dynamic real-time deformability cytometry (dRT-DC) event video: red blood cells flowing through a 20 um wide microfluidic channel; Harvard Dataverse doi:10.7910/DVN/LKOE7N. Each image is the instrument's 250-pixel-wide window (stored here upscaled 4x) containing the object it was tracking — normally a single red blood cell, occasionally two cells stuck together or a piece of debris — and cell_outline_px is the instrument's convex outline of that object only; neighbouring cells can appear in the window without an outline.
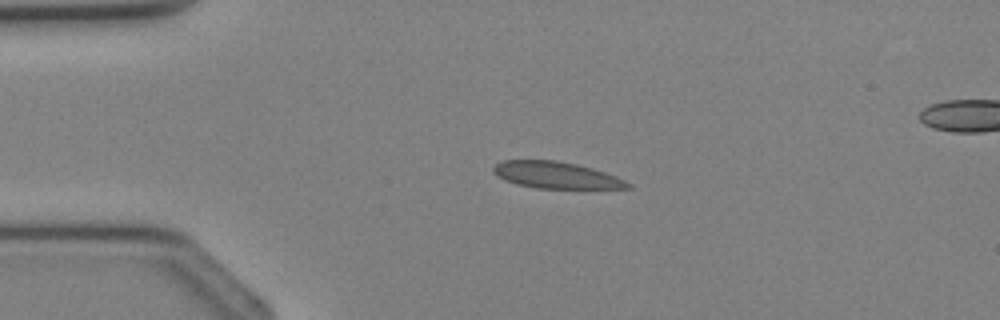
{"species": "Egyptian fruit bat (a non-hibernating species)", "species_latin": "Rousettus aegyptiacus", "temperature_condition": "cold", "stored_images_in_passage": 30, "segment_of_instrument_passage": [1, 2], "camera_frame_rate_fps": 3000, "um_per_image_px": 0.085, "animal": {"sex": "female"}, "frame": {"image": 1, "passage_image": 1, "time_ms": 0.0, "image_size_px": [1000, 320], "cell_outline_px": [[632, 188], [536, 188], [516, 184], [504, 180], [496, 176], [492, 172], [492, 168], [496, 164], [504, 160], [556, 160], [576, 164], [592, 168], [616, 176], [632, 184]], "centroid_in_image_um": [47.24, 14.88], "position_along_channel_um": 37.8, "area_um2": 20.87}}
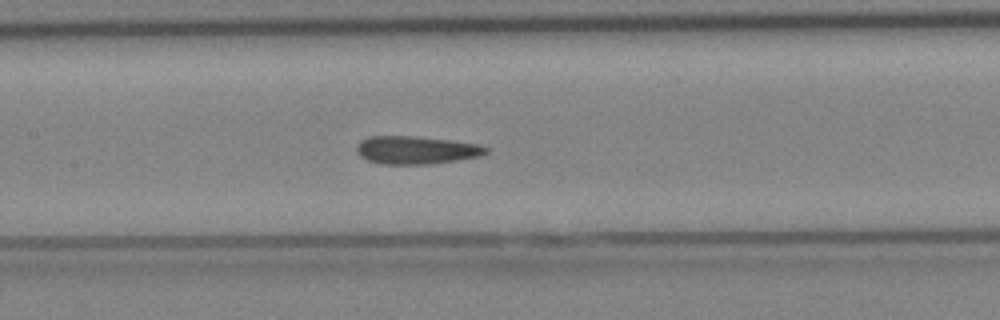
{"frame": {"image": 2, "passage_image": 10, "time_ms": 3.0, "image_size_px": [1000, 320], "cell_outline_px": [[488, 152], [480, 156], [456, 160], [428, 164], [380, 164], [368, 160], [360, 156], [356, 152], [356, 144], [360, 140], [368, 136], [416, 136], [480, 144], [488, 148]], "centroid_in_image_um": [35.33, 12.75], "position_along_channel_um": 172.1, "area_um2": 21.15}}
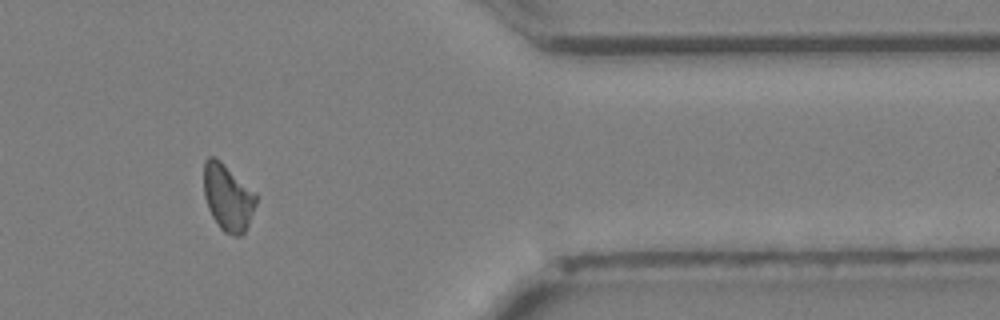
{"frame": {"image": 3, "passage_image": 23, "time_ms": 7.333, "image_size_px": [1000, 320], "cell_outline_px": [[256, 204], [248, 224], [244, 232], [240, 236], [232, 236], [224, 232], [220, 228], [212, 216], [208, 208], [204, 196], [204, 160], [208, 156], [212, 156], [220, 160], [256, 192]], "centroid_in_image_um": [19.36, 16.77], "position_along_channel_um": 392.0, "area_um2": 20.35}}